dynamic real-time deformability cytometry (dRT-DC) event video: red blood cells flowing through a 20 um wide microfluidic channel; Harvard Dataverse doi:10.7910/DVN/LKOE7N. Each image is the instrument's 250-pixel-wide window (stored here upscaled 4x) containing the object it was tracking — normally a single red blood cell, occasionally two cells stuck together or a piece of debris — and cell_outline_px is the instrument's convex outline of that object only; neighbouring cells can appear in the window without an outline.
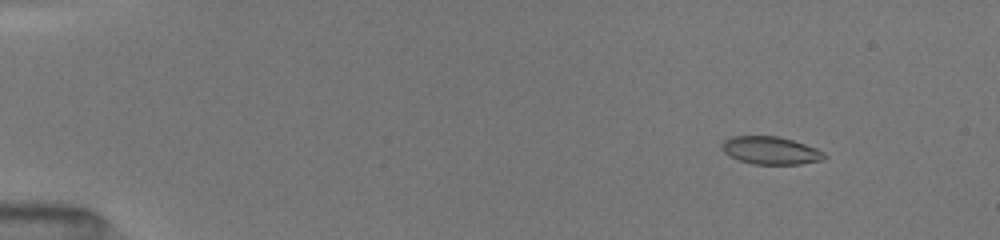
{"species": "common noctule bat (a hibernating species)", "species_latin": "Nyctalus noctula", "temperature_condition": "room temperature", "stored_images_in_passage": 42, "camera_frame_rate_fps": 3000, "um_per_image_px": 0.085, "animal": {"sex": "female", "body_mass_g": 19.5, "forearm_length_mm": 54.1}, "frame": {"image": 1, "passage_image": 3, "time_ms": 0.667, "image_size_px": [1000, 240], "cell_outline_px": [[824, 160], [800, 164], [752, 164], [740, 160], [724, 152], [720, 148], [720, 144], [724, 140], [732, 136], [776, 136], [792, 140], [816, 148], [824, 152]], "centroid_in_image_um": [65.48, 12.79], "position_along_channel_um": 19.5, "area_um2": 16.47}}
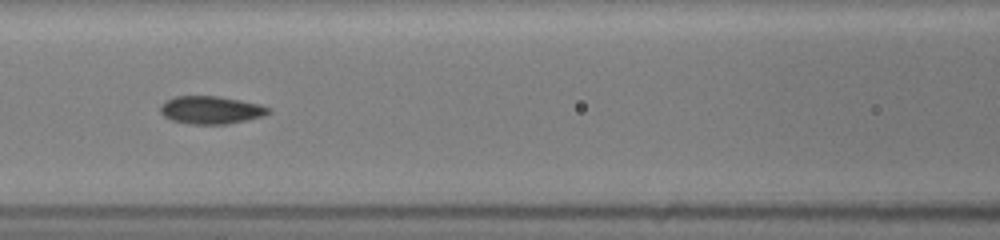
{"frame": {"image": 2, "passage_image": 18, "time_ms": 6.667, "image_size_px": [1000, 240], "cell_outline_px": [[272, 112], [264, 116], [248, 120], [228, 124], [188, 124], [172, 120], [164, 116], [160, 112], [160, 108], [168, 100], [176, 96], [216, 96], [240, 100], [256, 104], [268, 108]], "centroid_in_image_um": [17.94, 9.36], "position_along_channel_um": 148.7, "area_um2": 17.34}}
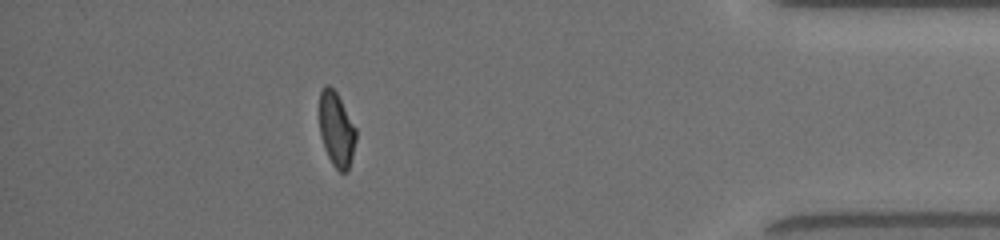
{"frame": {"image": 3, "passage_image": 37, "time_ms": 14.0, "image_size_px": [1000, 240], "cell_outline_px": [[356, 140], [348, 172], [340, 172], [332, 164], [324, 148], [320, 136], [320, 92], [328, 84], [336, 92], [356, 128]], "centroid_in_image_um": [28.6, 11.04], "position_along_channel_um": 406.6, "area_um2": 15.72}, "authors_computed_cell_mechanics": {"area_um2": 16.8487, "velocity_mm_per_s": 4.0632, "shape_relaxation_time_tau1_ms": 5.6516, "shape_relaxation_time_tau2_ms": 1.541, "deformation_change_tau1": 0.1765, "deformation_change_tau2": 0.0734}}